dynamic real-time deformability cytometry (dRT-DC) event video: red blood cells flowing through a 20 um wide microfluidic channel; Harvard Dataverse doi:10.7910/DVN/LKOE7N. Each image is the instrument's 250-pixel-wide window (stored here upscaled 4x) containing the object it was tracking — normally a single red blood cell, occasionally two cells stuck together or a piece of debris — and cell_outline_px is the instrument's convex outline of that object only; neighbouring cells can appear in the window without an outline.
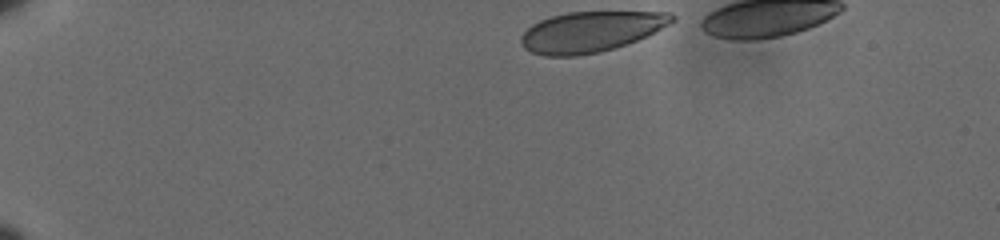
{"species": "human", "species_latin": "Homo sapiens", "temperature_condition": "cold", "stored_images_in_passage": 11, "camera_frame_rate_fps": 3000, "um_per_image_px": 0.085, "donor": {"sex": "male"}, "frame": {"image": 1, "passage_image": 1, "time_ms": 0.0, "image_size_px": [1000, 240], "cell_outline_px": [[676, 20], [636, 40], [600, 52], [576, 56], [544, 56], [532, 52], [524, 48], [520, 44], [520, 36], [532, 24], [540, 20], [552, 16], [568, 12], [668, 12], [676, 16]], "centroid_in_image_um": [50.16, 2.69], "position_along_channel_um": 34.8, "area_um2": 35.32}}
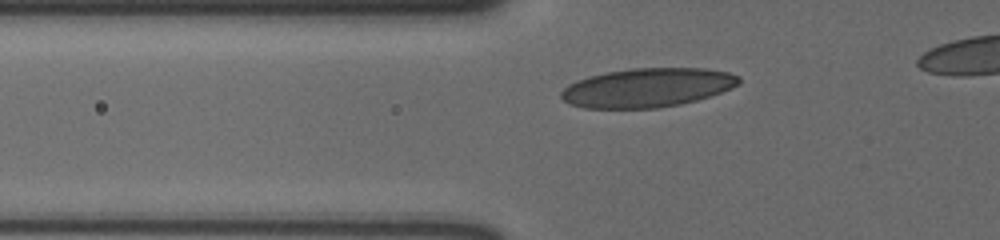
{"frame": {"image": 2, "passage_image": 7, "time_ms": 2.0, "image_size_px": [1000, 240], "cell_outline_px": [[740, 80], [732, 88], [696, 100], [680, 104], [656, 108], [584, 108], [568, 104], [560, 96], [560, 92], [568, 84], [576, 80], [588, 76], [608, 72], [632, 68], [704, 68], [728, 72], [740, 76]], "centroid_in_image_um": [54.98, 7.45], "position_along_channel_um": 70.8, "area_um2": 40.34}}
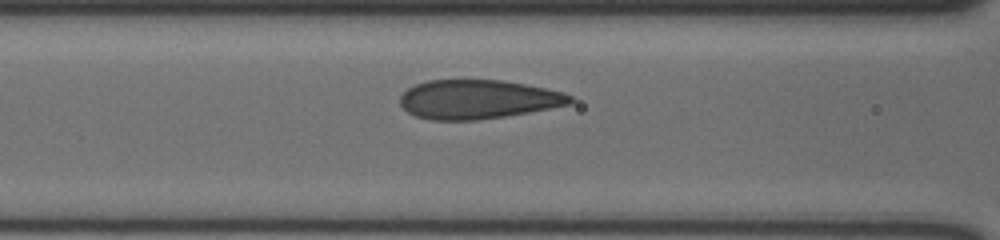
{"frame": {"image": 3, "passage_image": 10, "time_ms": 3.0, "image_size_px": [1000, 240], "cell_outline_px": [[576, 100], [572, 104], [504, 116], [476, 120], [432, 120], [416, 116], [408, 112], [400, 104], [400, 96], [408, 88], [416, 84], [428, 80], [500, 80], [524, 84], [564, 92], [572, 96]], "centroid_in_image_um": [40.63, 8.44], "position_along_channel_um": 126.0, "area_um2": 38.55}}